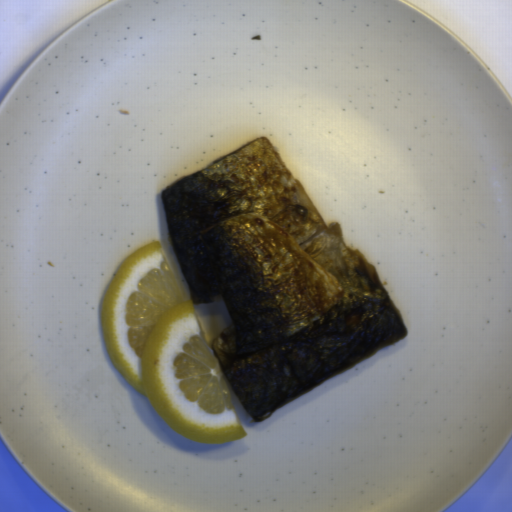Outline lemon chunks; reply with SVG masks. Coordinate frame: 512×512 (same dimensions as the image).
I'll list each match as a JSON object with an SVG mask.
<instances>
[{
  "instance_id": "lemon-chunks-1",
  "label": "lemon chunks",
  "mask_w": 512,
  "mask_h": 512,
  "mask_svg": "<svg viewBox=\"0 0 512 512\" xmlns=\"http://www.w3.org/2000/svg\"><path fill=\"white\" fill-rule=\"evenodd\" d=\"M166 249L127 256L101 304V341L121 377L169 427L201 444L247 437L224 372Z\"/></svg>"
}]
</instances>
